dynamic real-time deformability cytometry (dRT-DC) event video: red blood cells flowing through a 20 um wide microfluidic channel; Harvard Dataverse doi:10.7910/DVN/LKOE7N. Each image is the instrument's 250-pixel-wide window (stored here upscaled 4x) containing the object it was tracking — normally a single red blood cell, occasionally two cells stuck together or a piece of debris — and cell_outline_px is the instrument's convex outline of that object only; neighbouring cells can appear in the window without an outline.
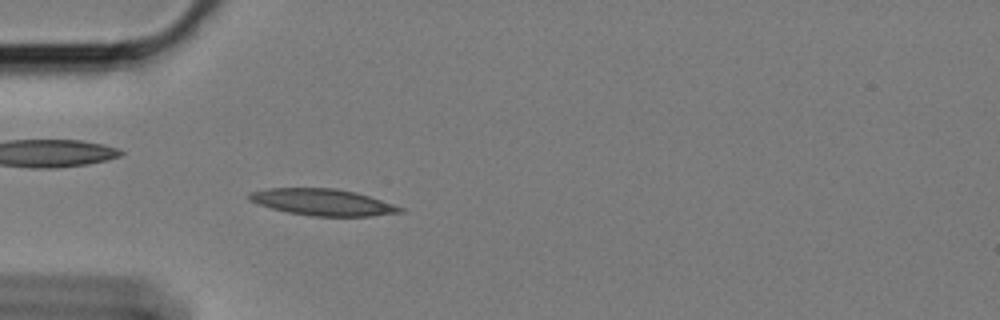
{"species": "Egyptian fruit bat (a non-hibernating species)", "species_latin": "Rousettus aegyptiacus", "temperature_condition": "cold", "stored_images_in_passage": 54, "camera_frame_rate_fps": 3000, "um_per_image_px": 0.085, "animal": {"sex": "female"}, "frame": {"image": 1, "passage_image": 12, "time_ms": 3.667, "image_size_px": [1000, 320], "cell_outline_px": [[404, 212], [372, 216], [312, 216], [288, 212], [256, 204], [248, 200], [248, 192], [268, 188], [336, 188], [356, 192], [404, 208]], "centroid_in_image_um": [27.39, 17.18], "position_along_channel_um": 57.6, "area_um2": 23.35}}
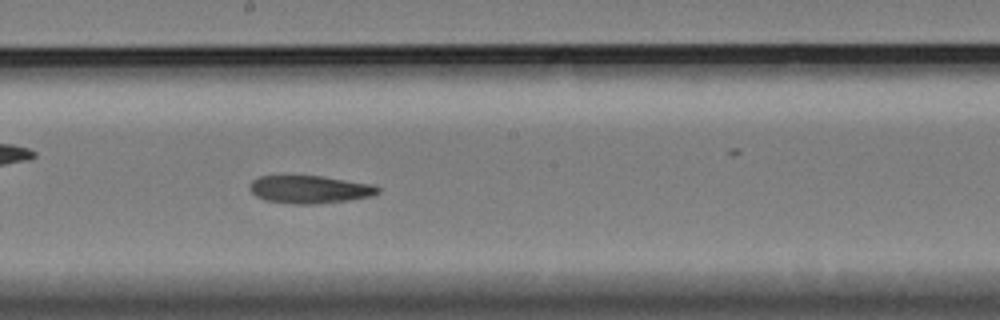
{"frame": {"image": 2, "passage_image": 27, "time_ms": 8.667, "image_size_px": [1000, 320], "cell_outline_px": [[380, 192], [372, 196], [348, 200], [316, 204], [292, 204], [264, 200], [256, 196], [248, 188], [248, 184], [252, 180], [260, 176], [320, 176], [372, 184], [380, 188]], "centroid_in_image_um": [26.3, 16.1], "position_along_channel_um": 221.9, "area_um2": 20.81}}
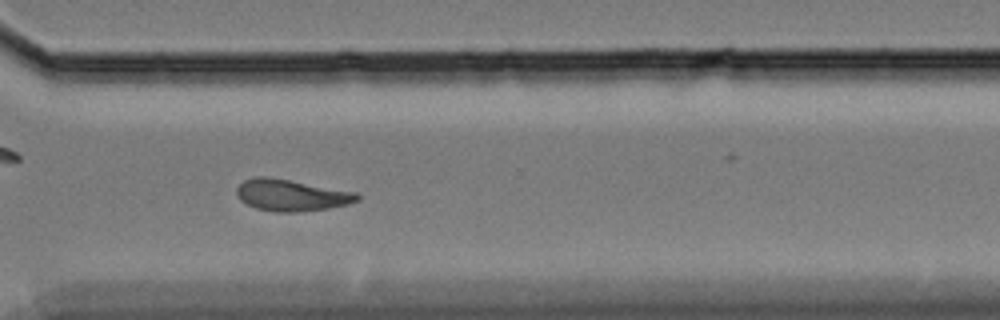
{"frame": {"image": 3, "passage_image": 38, "time_ms": 12.333, "image_size_px": [1000, 320], "cell_outline_px": [[360, 200], [348, 204], [328, 208], [296, 212], [276, 212], [256, 208], [240, 200], [236, 192], [236, 188], [244, 180], [256, 176], [264, 176], [288, 180], [356, 192], [360, 196]], "centroid_in_image_um": [24.76, 16.59], "position_along_channel_um": 345.8, "area_um2": 21.96}}